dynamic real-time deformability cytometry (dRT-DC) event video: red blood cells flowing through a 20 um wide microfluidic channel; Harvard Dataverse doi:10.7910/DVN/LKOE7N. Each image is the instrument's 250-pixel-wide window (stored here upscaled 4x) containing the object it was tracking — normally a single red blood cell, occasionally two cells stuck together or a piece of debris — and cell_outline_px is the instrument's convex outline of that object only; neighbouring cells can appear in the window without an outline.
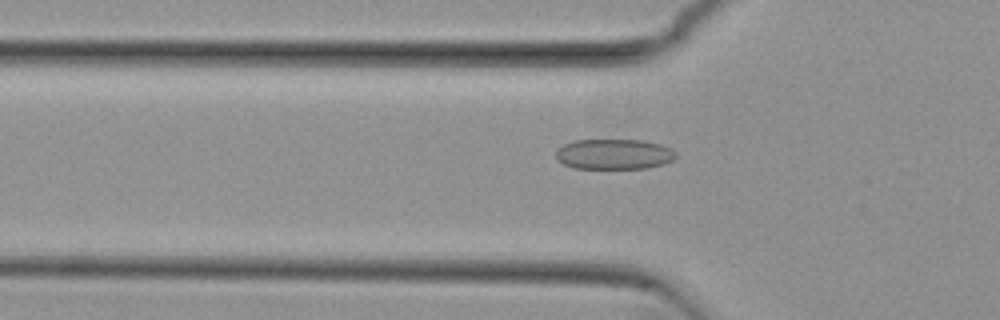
{"species": "common noctule bat (a hibernating species)", "species_latin": "Nyctalus noctula", "temperature_condition": "cold", "stored_images_in_passage": 43, "camera_frame_rate_fps": 3000, "um_per_image_px": 0.085, "animal": {"sex": "female", "body_mass_g": 29.2, "forearm_length_mm": 56.3}, "frame": {"image": 1, "passage_image": 18, "time_ms": 5.667, "image_size_px": [1000, 320], "cell_outline_px": [[676, 156], [672, 160], [664, 164], [648, 168], [576, 168], [564, 164], [556, 160], [556, 148], [572, 140], [644, 140], [660, 144], [672, 148], [676, 152]], "centroid_in_image_um": [52.19, 13.09], "position_along_channel_um": 73.6, "area_um2": 21.39}}
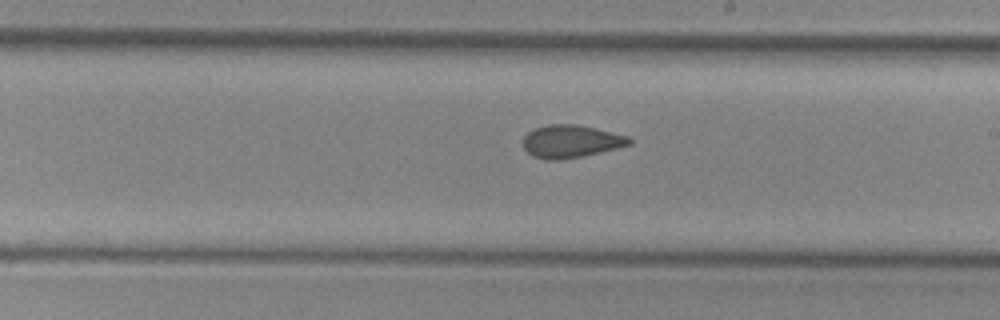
{"frame": {"image": 2, "passage_image": 31, "time_ms": 10.0, "image_size_px": [1000, 320], "cell_outline_px": [[632, 144], [600, 152], [560, 160], [544, 160], [532, 156], [524, 148], [524, 136], [528, 132], [536, 128], [548, 124], [576, 124], [596, 128], [628, 136], [632, 140]], "centroid_in_image_um": [48.52, 12.01], "position_along_channel_um": 240.5, "area_um2": 20.17}}
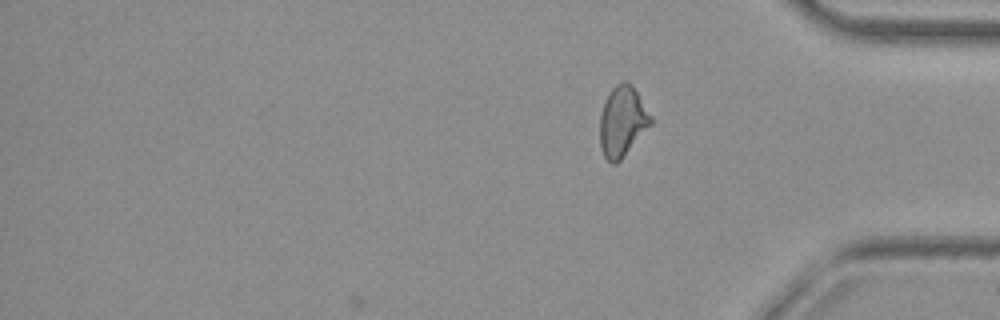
{"frame": {"image": 3, "passage_image": 43, "time_ms": 14.0, "image_size_px": [1000, 320], "cell_outline_px": [[652, 124], [620, 160], [616, 164], [612, 164], [604, 156], [600, 148], [600, 116], [604, 104], [612, 88], [616, 84], [624, 80], [628, 80], [632, 84], [652, 116]], "centroid_in_image_um": [52.91, 10.31], "position_along_channel_um": 382.3, "area_um2": 20.81}, "authors_computed_cell_mechanics": {"area_um2": 21.0392, "velocity_mm_per_s": 3.8415, "shape_relaxation_time_tau1_ms": null, "shape_relaxation_time_tau2_ms": 1.1988, "deformation_change_tau1": null, "deformation_change_tau2": 0.0791}}